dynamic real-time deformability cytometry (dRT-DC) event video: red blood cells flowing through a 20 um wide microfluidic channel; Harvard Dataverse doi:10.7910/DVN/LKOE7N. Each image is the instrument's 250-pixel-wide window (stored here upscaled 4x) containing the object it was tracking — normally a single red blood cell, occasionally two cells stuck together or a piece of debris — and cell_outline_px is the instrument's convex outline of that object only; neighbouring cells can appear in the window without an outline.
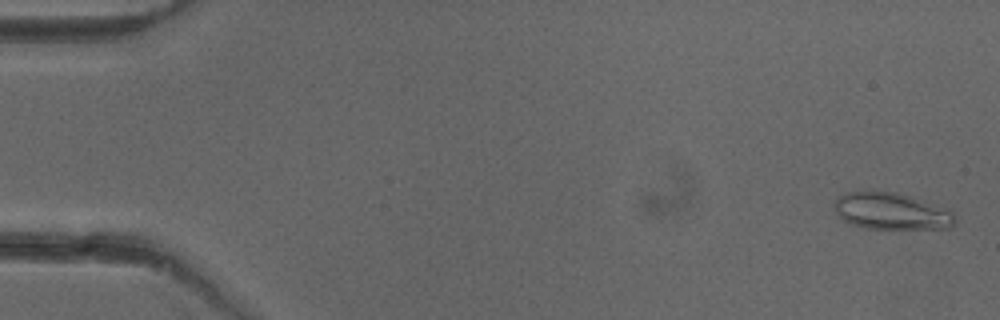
{"species": "common noctule bat (a hibernating species)", "species_latin": "Nyctalus noctula", "temperature_condition": "cold", "stored_images_in_passage": 52, "camera_frame_rate_fps": 3000, "um_per_image_px": 0.085, "animal": {"sex": "female"}, "frame": {"image": 1, "passage_image": 2, "time_ms": 0.333, "image_size_px": [1000, 320], "cell_outline_px": [[956, 220], [948, 228], [864, 228], [852, 224], [836, 216], [832, 204], [836, 196], [844, 192], [896, 192], [908, 196], [952, 212]], "centroid_in_image_um": [75.63, 17.95], "position_along_channel_um": 9.4, "area_um2": 25.37}}
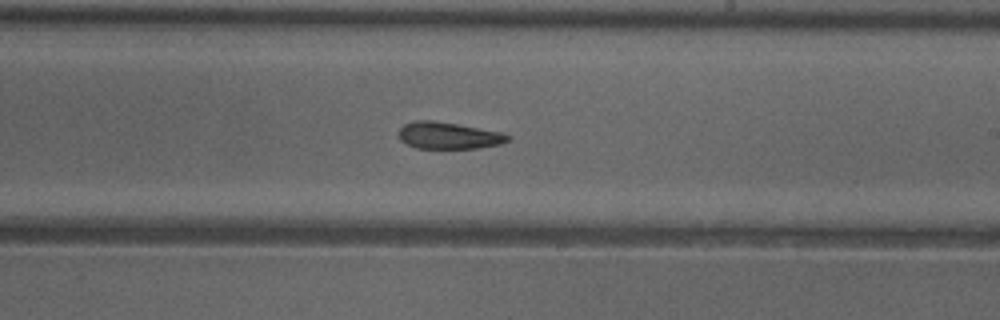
{"frame": {"image": 2, "passage_image": 31, "time_ms": 10.0, "image_size_px": [1000, 320], "cell_outline_px": [[508, 140], [500, 144], [476, 148], [416, 148], [400, 140], [400, 128], [404, 124], [412, 120], [432, 120], [504, 132], [508, 136]], "centroid_in_image_um": [38.11, 11.51], "position_along_channel_um": 250.9, "area_um2": 16.88}}
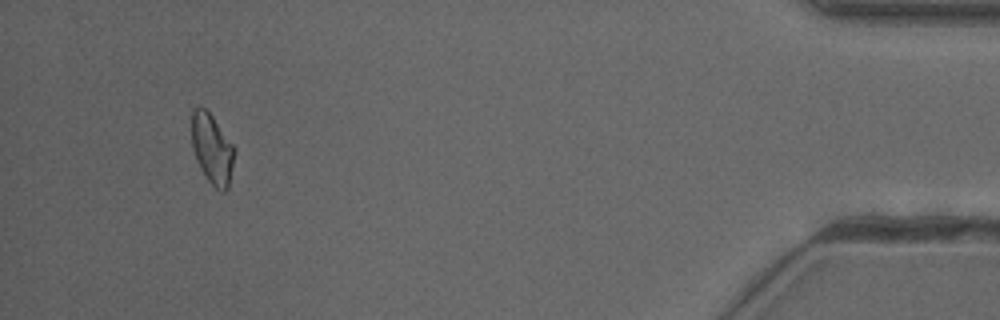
{"frame": {"image": 3, "passage_image": 49, "time_ms": 16.0, "image_size_px": [1000, 320], "cell_outline_px": [[232, 168], [228, 188], [224, 192], [220, 192], [204, 176], [196, 160], [192, 148], [192, 112], [200, 104], [212, 116], [232, 144]], "centroid_in_image_um": [17.99, 12.67], "position_along_channel_um": 417.2, "area_um2": 17.05}, "authors_computed_cell_mechanics": {"area_um2": 18.0914, "velocity_mm_per_s": 3.9705, "shape_relaxation_time_tau1_ms": 9.5614, "shape_relaxation_time_tau2_ms": 5.162, "deformation_change_tau1": 0.1827, "deformation_change_tau2": 0.1344}}